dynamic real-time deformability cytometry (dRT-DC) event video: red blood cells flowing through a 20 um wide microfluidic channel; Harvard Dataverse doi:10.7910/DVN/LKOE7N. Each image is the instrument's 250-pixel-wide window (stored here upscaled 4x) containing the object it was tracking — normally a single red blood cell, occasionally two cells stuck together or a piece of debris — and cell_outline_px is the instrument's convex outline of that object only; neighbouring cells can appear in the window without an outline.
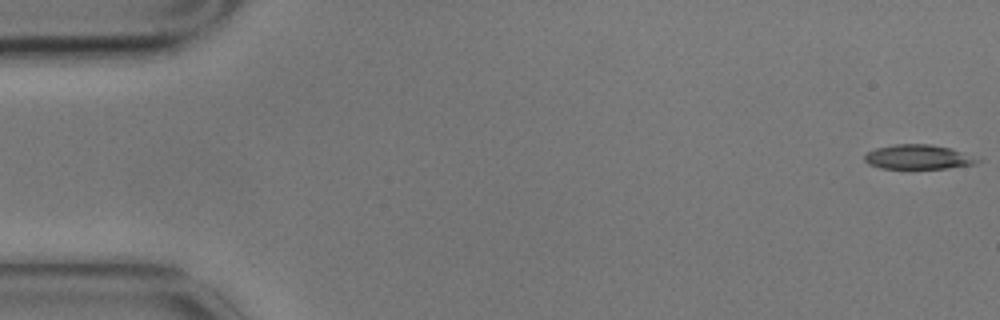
{"species": "common noctule bat (a hibernating species)", "species_latin": "Nyctalus noctula", "temperature_condition": "cold", "stored_images_in_passage": 6, "segment_of_instrument_passage": [1, 2], "camera_frame_rate_fps": 3000, "um_per_image_px": 0.085, "animal": {"sex": "male", "body_mass_g": 17.9}, "frame": {"image": 1, "passage_image": 1, "time_ms": 0.0, "image_size_px": [1000, 320], "cell_outline_px": [[984, 160], [976, 164], [948, 168], [880, 168], [868, 164], [864, 160], [864, 156], [868, 152], [876, 148], [892, 144], [928, 144], [948, 148]], "centroid_in_image_um": [78.03, 13.35], "position_along_channel_um": 7.0, "area_um2": 15.95}}